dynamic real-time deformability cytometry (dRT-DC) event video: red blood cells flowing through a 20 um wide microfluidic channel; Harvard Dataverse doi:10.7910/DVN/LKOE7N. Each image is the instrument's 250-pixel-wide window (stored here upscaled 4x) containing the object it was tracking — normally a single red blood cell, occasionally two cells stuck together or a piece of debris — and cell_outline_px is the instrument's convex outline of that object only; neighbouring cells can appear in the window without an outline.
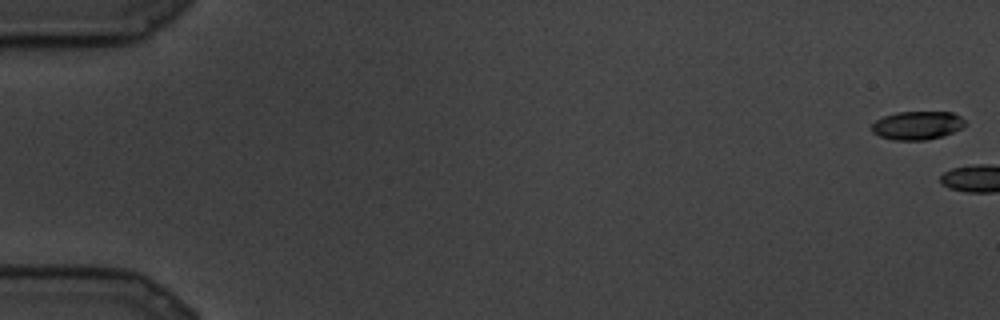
{"species": "common noctule bat (a hibernating species)", "species_latin": "Nyctalus noctula", "temperature_condition": "cold", "stored_images_in_passage": 2, "camera_frame_rate_fps": 3000, "um_per_image_px": 0.085, "animal": {"sex": "male", "body_mass_g": 19.5, "forearm_length_mm": 54.6}, "frame": {"image": 1, "passage_image": 1, "time_ms": 0.0, "image_size_px": [1000, 320], "cell_outline_px": [[964, 128], [944, 136], [928, 140], [892, 140], [880, 136], [872, 132], [872, 124], [876, 120], [884, 116], [896, 112], [952, 112], [960, 116], [964, 120]], "centroid_in_image_um": [77.98, 10.67], "position_along_channel_um": 7.0, "area_um2": 15.61}}